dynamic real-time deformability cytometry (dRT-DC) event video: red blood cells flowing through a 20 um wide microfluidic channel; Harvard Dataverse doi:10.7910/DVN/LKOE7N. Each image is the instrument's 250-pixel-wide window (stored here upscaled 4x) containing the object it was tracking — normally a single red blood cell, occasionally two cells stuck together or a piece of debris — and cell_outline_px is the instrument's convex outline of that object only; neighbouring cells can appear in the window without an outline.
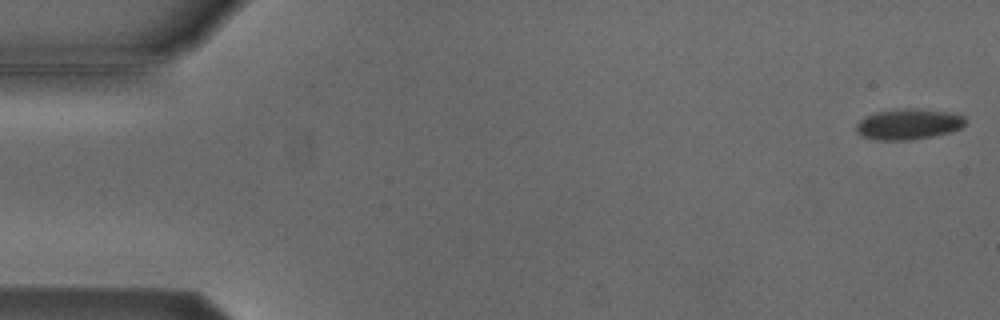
{"species": "Egyptian fruit bat (a non-hibernating species)", "species_latin": "Rousettus aegyptiacus", "temperature_condition": "cold", "stored_images_in_passage": 5, "camera_frame_rate_fps": 3000, "um_per_image_px": 0.085, "animal": {"sex": "male"}, "frame": {"image": 1, "passage_image": 1, "time_ms": 0.0, "image_size_px": [1000, 320], "cell_outline_px": [[964, 124], [960, 128], [948, 132], [932, 136], [908, 140], [880, 140], [864, 136], [856, 132], [856, 124], [864, 116], [876, 112], [904, 108], [912, 108], [952, 112], [964, 116]], "centroid_in_image_um": [77.2, 10.54], "position_along_channel_um": 7.8, "area_um2": 19.36}}
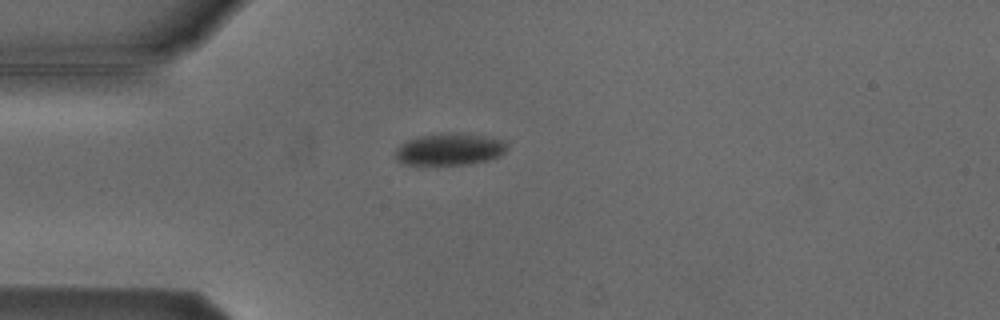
{"frame": {"image": 2, "passage_image": 5, "time_ms": 4.333, "image_size_px": [1000, 320], "cell_outline_px": [[508, 148], [504, 152], [488, 160], [468, 164], [400, 164], [396, 160], [396, 148], [400, 144], [408, 140], [420, 136], [440, 132], [460, 132], [484, 136], [504, 140], [508, 144]], "centroid_in_image_um": [38.2, 12.66], "position_along_channel_um": 46.8, "area_um2": 20.92}}